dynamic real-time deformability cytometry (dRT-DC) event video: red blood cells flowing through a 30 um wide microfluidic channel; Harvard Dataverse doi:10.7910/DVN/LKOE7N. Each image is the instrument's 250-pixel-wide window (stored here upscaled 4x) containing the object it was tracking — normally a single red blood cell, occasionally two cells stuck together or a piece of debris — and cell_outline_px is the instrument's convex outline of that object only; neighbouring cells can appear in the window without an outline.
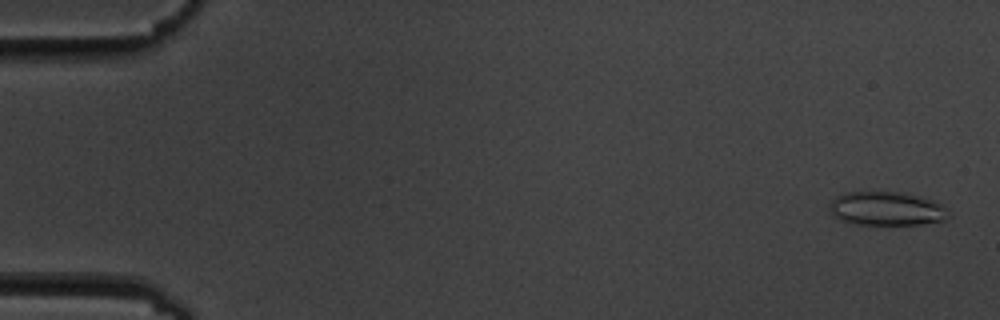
{"species": "common noctule bat (a hibernating species)", "species_latin": "Nyctalus noctula", "temperature_condition": "cold", "stored_images_in_passage": 8, "camera_frame_rate_fps": 3000, "um_per_image_px": 0.085, "animal": {"sex": "male", "body_mass_g": 19.5, "forearm_length_mm": 54.6}, "frame": {"image": 1, "passage_image": 1, "time_ms": 0.0, "image_size_px": [1000, 320], "cell_outline_px": [[952, 216], [944, 220], [920, 224], [856, 224], [840, 220], [828, 212], [828, 204], [836, 196], [844, 192], [904, 192], [920, 196], [932, 200], [940, 204]], "centroid_in_image_um": [75.31, 17.73], "position_along_channel_um": 9.7, "area_um2": 23.58}}
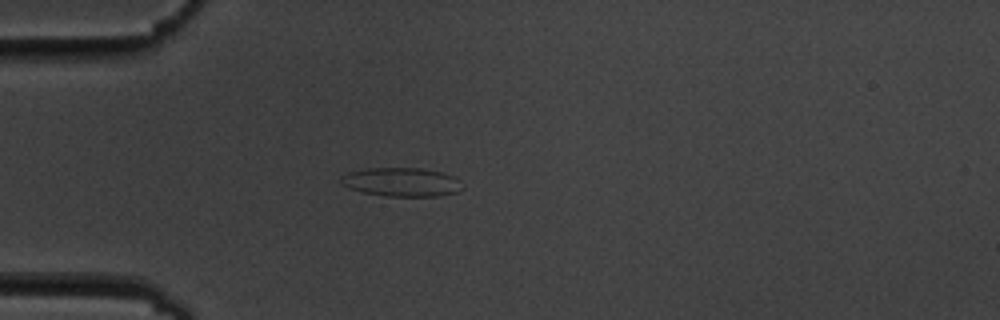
{"frame": {"image": 2, "passage_image": 5, "time_ms": 4.667, "image_size_px": [1000, 320], "cell_outline_px": [[464, 188], [460, 192], [440, 196], [388, 196], [364, 192], [348, 188], [340, 184], [340, 180], [348, 172], [364, 168], [420, 168], [444, 172], [456, 176]], "centroid_in_image_um": [34.19, 15.47], "position_along_channel_um": 50.8, "area_um2": 20.63}}
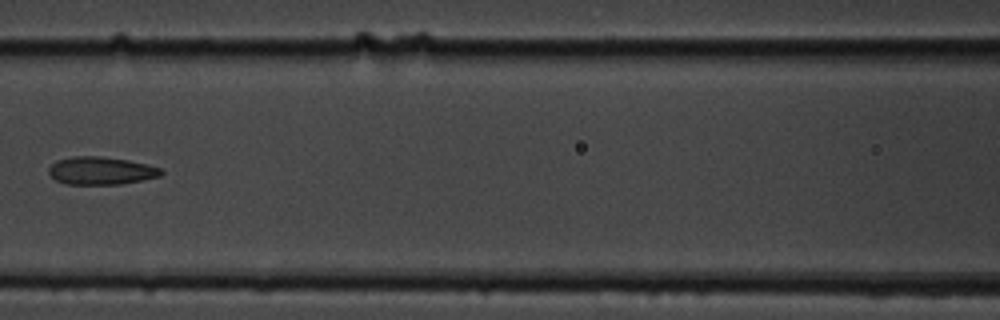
{"frame": {"image": 3, "passage_image": 8, "time_ms": 8.0, "image_size_px": [1000, 320], "cell_outline_px": [[164, 172], [160, 176], [120, 184], [68, 184], [56, 180], [48, 172], [48, 168], [56, 160], [72, 156], [100, 156], [128, 160], [148, 164], [160, 168]], "centroid_in_image_um": [8.58, 14.5], "position_along_channel_um": 158.0, "area_um2": 18.15}}